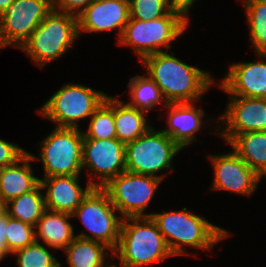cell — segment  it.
Masks as SVG:
<instances>
[{
  "label": "cell",
  "instance_id": "cell-31",
  "mask_svg": "<svg viewBox=\"0 0 266 267\" xmlns=\"http://www.w3.org/2000/svg\"><path fill=\"white\" fill-rule=\"evenodd\" d=\"M27 151L18 144L9 143L0 139V168L16 163Z\"/></svg>",
  "mask_w": 266,
  "mask_h": 267
},
{
  "label": "cell",
  "instance_id": "cell-12",
  "mask_svg": "<svg viewBox=\"0 0 266 267\" xmlns=\"http://www.w3.org/2000/svg\"><path fill=\"white\" fill-rule=\"evenodd\" d=\"M87 166L99 178L103 188L112 178L126 171V144L117 138L98 140L83 136L82 167Z\"/></svg>",
  "mask_w": 266,
  "mask_h": 267
},
{
  "label": "cell",
  "instance_id": "cell-35",
  "mask_svg": "<svg viewBox=\"0 0 266 267\" xmlns=\"http://www.w3.org/2000/svg\"><path fill=\"white\" fill-rule=\"evenodd\" d=\"M7 214V202L0 195V217Z\"/></svg>",
  "mask_w": 266,
  "mask_h": 267
},
{
  "label": "cell",
  "instance_id": "cell-32",
  "mask_svg": "<svg viewBox=\"0 0 266 267\" xmlns=\"http://www.w3.org/2000/svg\"><path fill=\"white\" fill-rule=\"evenodd\" d=\"M94 0H51L52 9L78 16L83 12Z\"/></svg>",
  "mask_w": 266,
  "mask_h": 267
},
{
  "label": "cell",
  "instance_id": "cell-8",
  "mask_svg": "<svg viewBox=\"0 0 266 267\" xmlns=\"http://www.w3.org/2000/svg\"><path fill=\"white\" fill-rule=\"evenodd\" d=\"M83 131L79 128L55 127L41 141L40 157L44 176L80 175L82 167Z\"/></svg>",
  "mask_w": 266,
  "mask_h": 267
},
{
  "label": "cell",
  "instance_id": "cell-23",
  "mask_svg": "<svg viewBox=\"0 0 266 267\" xmlns=\"http://www.w3.org/2000/svg\"><path fill=\"white\" fill-rule=\"evenodd\" d=\"M107 248L103 243L75 236L64 251L70 267H106Z\"/></svg>",
  "mask_w": 266,
  "mask_h": 267
},
{
  "label": "cell",
  "instance_id": "cell-17",
  "mask_svg": "<svg viewBox=\"0 0 266 267\" xmlns=\"http://www.w3.org/2000/svg\"><path fill=\"white\" fill-rule=\"evenodd\" d=\"M220 87L230 96L266 98V62L232 64Z\"/></svg>",
  "mask_w": 266,
  "mask_h": 267
},
{
  "label": "cell",
  "instance_id": "cell-16",
  "mask_svg": "<svg viewBox=\"0 0 266 267\" xmlns=\"http://www.w3.org/2000/svg\"><path fill=\"white\" fill-rule=\"evenodd\" d=\"M79 176H52L40 179L42 189L46 191L44 196L47 210L72 214L81 204L89 192L97 187V183L91 178L83 189L79 184Z\"/></svg>",
  "mask_w": 266,
  "mask_h": 267
},
{
  "label": "cell",
  "instance_id": "cell-19",
  "mask_svg": "<svg viewBox=\"0 0 266 267\" xmlns=\"http://www.w3.org/2000/svg\"><path fill=\"white\" fill-rule=\"evenodd\" d=\"M33 160L38 159L27 152L16 163L0 169V195L7 203L34 190L40 184V179L32 174L33 171L29 162H33Z\"/></svg>",
  "mask_w": 266,
  "mask_h": 267
},
{
  "label": "cell",
  "instance_id": "cell-36",
  "mask_svg": "<svg viewBox=\"0 0 266 267\" xmlns=\"http://www.w3.org/2000/svg\"><path fill=\"white\" fill-rule=\"evenodd\" d=\"M15 0H0V15L8 8Z\"/></svg>",
  "mask_w": 266,
  "mask_h": 267
},
{
  "label": "cell",
  "instance_id": "cell-28",
  "mask_svg": "<svg viewBox=\"0 0 266 267\" xmlns=\"http://www.w3.org/2000/svg\"><path fill=\"white\" fill-rule=\"evenodd\" d=\"M5 233L9 253H14L36 241L34 226L22 222L21 220L11 218L8 214Z\"/></svg>",
  "mask_w": 266,
  "mask_h": 267
},
{
  "label": "cell",
  "instance_id": "cell-11",
  "mask_svg": "<svg viewBox=\"0 0 266 267\" xmlns=\"http://www.w3.org/2000/svg\"><path fill=\"white\" fill-rule=\"evenodd\" d=\"M52 10L51 0H15L0 15V48L20 49Z\"/></svg>",
  "mask_w": 266,
  "mask_h": 267
},
{
  "label": "cell",
  "instance_id": "cell-2",
  "mask_svg": "<svg viewBox=\"0 0 266 267\" xmlns=\"http://www.w3.org/2000/svg\"><path fill=\"white\" fill-rule=\"evenodd\" d=\"M148 217L156 223L173 255L185 254L182 245L211 249L214 244L229 236L225 229L189 213L186 207L182 211L150 213Z\"/></svg>",
  "mask_w": 266,
  "mask_h": 267
},
{
  "label": "cell",
  "instance_id": "cell-15",
  "mask_svg": "<svg viewBox=\"0 0 266 267\" xmlns=\"http://www.w3.org/2000/svg\"><path fill=\"white\" fill-rule=\"evenodd\" d=\"M129 19L128 0H94L77 16L79 35L117 28L120 39Z\"/></svg>",
  "mask_w": 266,
  "mask_h": 267
},
{
  "label": "cell",
  "instance_id": "cell-10",
  "mask_svg": "<svg viewBox=\"0 0 266 267\" xmlns=\"http://www.w3.org/2000/svg\"><path fill=\"white\" fill-rule=\"evenodd\" d=\"M162 180L129 171L112 178L103 189L122 218L148 217L143 214Z\"/></svg>",
  "mask_w": 266,
  "mask_h": 267
},
{
  "label": "cell",
  "instance_id": "cell-26",
  "mask_svg": "<svg viewBox=\"0 0 266 267\" xmlns=\"http://www.w3.org/2000/svg\"><path fill=\"white\" fill-rule=\"evenodd\" d=\"M128 84L132 99L127 104L131 107L147 112L164 101L160 88L149 76H133Z\"/></svg>",
  "mask_w": 266,
  "mask_h": 267
},
{
  "label": "cell",
  "instance_id": "cell-14",
  "mask_svg": "<svg viewBox=\"0 0 266 267\" xmlns=\"http://www.w3.org/2000/svg\"><path fill=\"white\" fill-rule=\"evenodd\" d=\"M209 158L215 171L212 189L248 196L255 191L261 177L234 151Z\"/></svg>",
  "mask_w": 266,
  "mask_h": 267
},
{
  "label": "cell",
  "instance_id": "cell-24",
  "mask_svg": "<svg viewBox=\"0 0 266 267\" xmlns=\"http://www.w3.org/2000/svg\"><path fill=\"white\" fill-rule=\"evenodd\" d=\"M41 184L34 190L22 194L7 203V214L14 219L36 226L46 210L44 195L41 194Z\"/></svg>",
  "mask_w": 266,
  "mask_h": 267
},
{
  "label": "cell",
  "instance_id": "cell-3",
  "mask_svg": "<svg viewBox=\"0 0 266 267\" xmlns=\"http://www.w3.org/2000/svg\"><path fill=\"white\" fill-rule=\"evenodd\" d=\"M113 253L119 257L121 267H143L174 256L151 217L123 218Z\"/></svg>",
  "mask_w": 266,
  "mask_h": 267
},
{
  "label": "cell",
  "instance_id": "cell-20",
  "mask_svg": "<svg viewBox=\"0 0 266 267\" xmlns=\"http://www.w3.org/2000/svg\"><path fill=\"white\" fill-rule=\"evenodd\" d=\"M72 214L45 210L38 220L35 229V239L38 238L52 248H65L74 240V228L68 222Z\"/></svg>",
  "mask_w": 266,
  "mask_h": 267
},
{
  "label": "cell",
  "instance_id": "cell-34",
  "mask_svg": "<svg viewBox=\"0 0 266 267\" xmlns=\"http://www.w3.org/2000/svg\"><path fill=\"white\" fill-rule=\"evenodd\" d=\"M6 225H7V214L0 217V261L9 254L6 244Z\"/></svg>",
  "mask_w": 266,
  "mask_h": 267
},
{
  "label": "cell",
  "instance_id": "cell-7",
  "mask_svg": "<svg viewBox=\"0 0 266 267\" xmlns=\"http://www.w3.org/2000/svg\"><path fill=\"white\" fill-rule=\"evenodd\" d=\"M116 210L108 193L101 187H94L72 213L92 235L84 232L76 236L103 243L113 252L118 246L123 219L116 216Z\"/></svg>",
  "mask_w": 266,
  "mask_h": 267
},
{
  "label": "cell",
  "instance_id": "cell-30",
  "mask_svg": "<svg viewBox=\"0 0 266 267\" xmlns=\"http://www.w3.org/2000/svg\"><path fill=\"white\" fill-rule=\"evenodd\" d=\"M130 18L153 20L165 16L170 10L169 0H128Z\"/></svg>",
  "mask_w": 266,
  "mask_h": 267
},
{
  "label": "cell",
  "instance_id": "cell-33",
  "mask_svg": "<svg viewBox=\"0 0 266 267\" xmlns=\"http://www.w3.org/2000/svg\"><path fill=\"white\" fill-rule=\"evenodd\" d=\"M169 5L172 11L180 14L186 21L189 22L187 13L196 0H169Z\"/></svg>",
  "mask_w": 266,
  "mask_h": 267
},
{
  "label": "cell",
  "instance_id": "cell-9",
  "mask_svg": "<svg viewBox=\"0 0 266 267\" xmlns=\"http://www.w3.org/2000/svg\"><path fill=\"white\" fill-rule=\"evenodd\" d=\"M180 150L171 137L151 127L139 138L126 144V171L163 180L164 176H157L156 173L171 169L172 159Z\"/></svg>",
  "mask_w": 266,
  "mask_h": 267
},
{
  "label": "cell",
  "instance_id": "cell-5",
  "mask_svg": "<svg viewBox=\"0 0 266 267\" xmlns=\"http://www.w3.org/2000/svg\"><path fill=\"white\" fill-rule=\"evenodd\" d=\"M187 26L189 22L172 10L148 21L130 18L118 43L131 46L142 61L149 55L163 52L161 47L171 49L172 41L184 34Z\"/></svg>",
  "mask_w": 266,
  "mask_h": 267
},
{
  "label": "cell",
  "instance_id": "cell-27",
  "mask_svg": "<svg viewBox=\"0 0 266 267\" xmlns=\"http://www.w3.org/2000/svg\"><path fill=\"white\" fill-rule=\"evenodd\" d=\"M83 134L88 139L106 140L116 138L114 97H106L105 101L92 114L88 131L83 132Z\"/></svg>",
  "mask_w": 266,
  "mask_h": 267
},
{
  "label": "cell",
  "instance_id": "cell-4",
  "mask_svg": "<svg viewBox=\"0 0 266 267\" xmlns=\"http://www.w3.org/2000/svg\"><path fill=\"white\" fill-rule=\"evenodd\" d=\"M79 38L77 17L52 10L21 46L38 67L56 60Z\"/></svg>",
  "mask_w": 266,
  "mask_h": 267
},
{
  "label": "cell",
  "instance_id": "cell-21",
  "mask_svg": "<svg viewBox=\"0 0 266 267\" xmlns=\"http://www.w3.org/2000/svg\"><path fill=\"white\" fill-rule=\"evenodd\" d=\"M228 143L261 178L266 175V131L238 134Z\"/></svg>",
  "mask_w": 266,
  "mask_h": 267
},
{
  "label": "cell",
  "instance_id": "cell-6",
  "mask_svg": "<svg viewBox=\"0 0 266 267\" xmlns=\"http://www.w3.org/2000/svg\"><path fill=\"white\" fill-rule=\"evenodd\" d=\"M107 96L90 87L69 83L53 94L39 112L55 122V127L78 128L77 121L91 117Z\"/></svg>",
  "mask_w": 266,
  "mask_h": 267
},
{
  "label": "cell",
  "instance_id": "cell-22",
  "mask_svg": "<svg viewBox=\"0 0 266 267\" xmlns=\"http://www.w3.org/2000/svg\"><path fill=\"white\" fill-rule=\"evenodd\" d=\"M145 114L147 113L114 98L116 138L127 144L146 133L151 125L149 126Z\"/></svg>",
  "mask_w": 266,
  "mask_h": 267
},
{
  "label": "cell",
  "instance_id": "cell-1",
  "mask_svg": "<svg viewBox=\"0 0 266 267\" xmlns=\"http://www.w3.org/2000/svg\"><path fill=\"white\" fill-rule=\"evenodd\" d=\"M173 55L163 51L145 57L142 63L147 67L146 73L160 88L165 104L199 100L214 78Z\"/></svg>",
  "mask_w": 266,
  "mask_h": 267
},
{
  "label": "cell",
  "instance_id": "cell-13",
  "mask_svg": "<svg viewBox=\"0 0 266 267\" xmlns=\"http://www.w3.org/2000/svg\"><path fill=\"white\" fill-rule=\"evenodd\" d=\"M228 107L218 121L227 124L221 137L229 142L235 135L266 131V98L230 96Z\"/></svg>",
  "mask_w": 266,
  "mask_h": 267
},
{
  "label": "cell",
  "instance_id": "cell-29",
  "mask_svg": "<svg viewBox=\"0 0 266 267\" xmlns=\"http://www.w3.org/2000/svg\"><path fill=\"white\" fill-rule=\"evenodd\" d=\"M17 265L19 267H62L60 262L39 242L17 250Z\"/></svg>",
  "mask_w": 266,
  "mask_h": 267
},
{
  "label": "cell",
  "instance_id": "cell-37",
  "mask_svg": "<svg viewBox=\"0 0 266 267\" xmlns=\"http://www.w3.org/2000/svg\"><path fill=\"white\" fill-rule=\"evenodd\" d=\"M106 267H116V265L111 264V265L106 266Z\"/></svg>",
  "mask_w": 266,
  "mask_h": 267
},
{
  "label": "cell",
  "instance_id": "cell-25",
  "mask_svg": "<svg viewBox=\"0 0 266 267\" xmlns=\"http://www.w3.org/2000/svg\"><path fill=\"white\" fill-rule=\"evenodd\" d=\"M251 42L258 56L266 58V0H244Z\"/></svg>",
  "mask_w": 266,
  "mask_h": 267
},
{
  "label": "cell",
  "instance_id": "cell-18",
  "mask_svg": "<svg viewBox=\"0 0 266 267\" xmlns=\"http://www.w3.org/2000/svg\"><path fill=\"white\" fill-rule=\"evenodd\" d=\"M164 106L170 110L167 119L169 127L162 131L181 149L197 140L194 135L202 127L203 109H197L192 102L167 103Z\"/></svg>",
  "mask_w": 266,
  "mask_h": 267
}]
</instances>
